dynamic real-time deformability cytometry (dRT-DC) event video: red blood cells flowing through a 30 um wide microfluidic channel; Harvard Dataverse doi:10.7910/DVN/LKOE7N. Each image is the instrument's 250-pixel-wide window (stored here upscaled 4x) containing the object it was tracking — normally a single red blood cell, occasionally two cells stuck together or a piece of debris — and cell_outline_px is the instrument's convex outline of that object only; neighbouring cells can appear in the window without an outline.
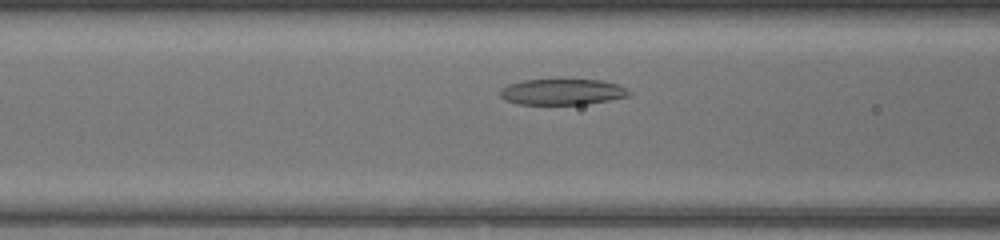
{"species": "common noctule bat (a hibernating species)", "species_latin": "Nyctalus noctula", "temperature_condition": "warm", "stored_images_in_passage": 38, "camera_frame_rate_fps": 3000, "um_per_image_px": 0.085, "animal": {"sex": "female", "body_mass_g": 17.0, "forearm_length_mm": 48.0}, "frame": {"image": 1, "passage_image": 9, "time_ms": 2.667, "image_size_px": [1000, 240], "cell_outline_px": [[632, 96], [588, 104], [516, 104], [504, 100], [500, 96], [500, 88], [508, 84], [524, 80], [564, 76], [600, 80], [620, 84], [632, 92]], "centroid_in_image_um": [47.82, 7.75], "position_along_channel_um": 118.8, "area_um2": 20.81}}
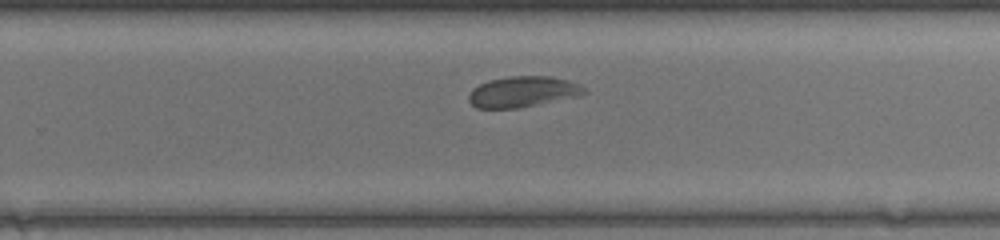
{"frame": {"image": 2, "passage_image": 21, "time_ms": 6.667, "image_size_px": [1000, 240], "cell_outline_px": [[588, 92], [580, 96], [540, 104], [516, 108], [476, 108], [468, 100], [468, 96], [472, 88], [488, 80], [508, 76], [552, 76], [568, 80], [580, 84]], "centroid_in_image_um": [44.46, 7.79], "position_along_channel_um": 285.3, "area_um2": 20.92}}
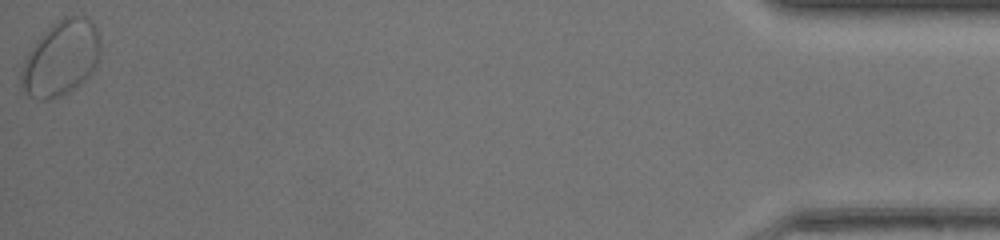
{"frame": {"image": 3, "passage_image": 38, "time_ms": 12.333, "image_size_px": [1000, 240], "cell_outline_px": [[100, 52], [96, 68], [80, 84], [68, 92], [60, 96], [48, 100], [36, 100], [28, 96], [20, 88], [20, 72], [24, 60], [28, 52], [40, 36], [52, 24], [64, 16], [88, 16], [92, 20], [96, 28], [100, 40]], "centroid_in_image_um": [5.17, 4.96], "position_along_channel_um": 430.0, "area_um2": 35.08}, "authors_computed_cell_mechanics": {"area_um2": 21.2993, "velocity_mm_per_s": 4.18, "shape_relaxation_time_tau1_ms": null, "shape_relaxation_time_tau2_ms": 2.7958, "deformation_change_tau1": null, "deformation_change_tau2": 0.0434}}